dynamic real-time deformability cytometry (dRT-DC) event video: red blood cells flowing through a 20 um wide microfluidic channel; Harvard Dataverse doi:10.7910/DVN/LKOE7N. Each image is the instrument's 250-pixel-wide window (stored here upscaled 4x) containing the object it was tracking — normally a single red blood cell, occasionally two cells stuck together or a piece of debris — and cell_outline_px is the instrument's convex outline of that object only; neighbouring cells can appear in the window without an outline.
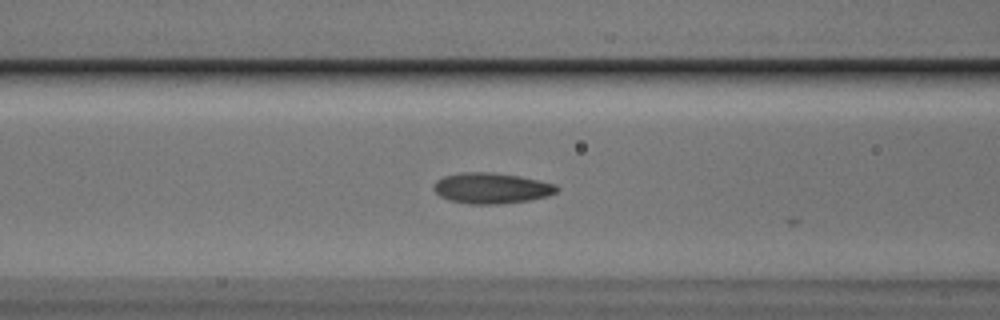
{"species": "Egyptian fruit bat (a non-hibernating species)", "species_latin": "Rousettus aegyptiacus", "temperature_condition": "cold", "stored_images_in_passage": 7, "camera_frame_rate_fps": 3000, "um_per_image_px": 0.085, "animal": {"sex": "male"}, "frame": {"image": 1, "passage_image": 6, "time_ms": 1.667, "image_size_px": [1000, 320], "cell_outline_px": [[560, 188], [556, 192], [548, 196], [528, 200], [500, 204], [468, 204], [448, 200], [440, 196], [432, 188], [436, 180], [444, 176], [460, 172], [492, 172], [520, 176], [540, 180], [556, 184]], "centroid_in_image_um": [41.77, 15.99], "position_along_channel_um": 124.8, "area_um2": 22.25}}